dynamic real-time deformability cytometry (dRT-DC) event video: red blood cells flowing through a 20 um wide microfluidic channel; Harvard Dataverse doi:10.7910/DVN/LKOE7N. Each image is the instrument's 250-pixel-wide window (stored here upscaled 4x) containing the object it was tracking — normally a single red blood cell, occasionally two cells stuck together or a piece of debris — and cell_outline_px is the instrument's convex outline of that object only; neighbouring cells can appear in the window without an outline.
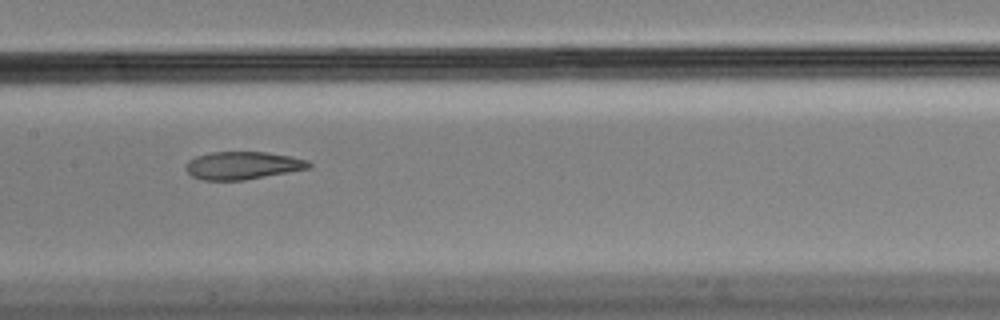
{"species": "Egyptian fruit bat (a non-hibernating species)", "species_latin": "Rousettus aegyptiacus", "temperature_condition": "cold", "stored_images_in_passage": 6, "camera_frame_rate_fps": 3000, "um_per_image_px": 0.085, "animal": {"sex": "male"}, "frame": {"image": 1, "passage_image": 4, "time_ms": 1.0, "image_size_px": [1000, 320], "cell_outline_px": [[312, 164], [308, 168], [288, 172], [244, 180], [204, 180], [192, 176], [184, 168], [188, 160], [196, 156], [212, 152], [268, 152], [292, 156], [308, 160]], "centroid_in_image_um": [20.62, 14.05], "position_along_channel_um": 186.8, "area_um2": 19.88}}
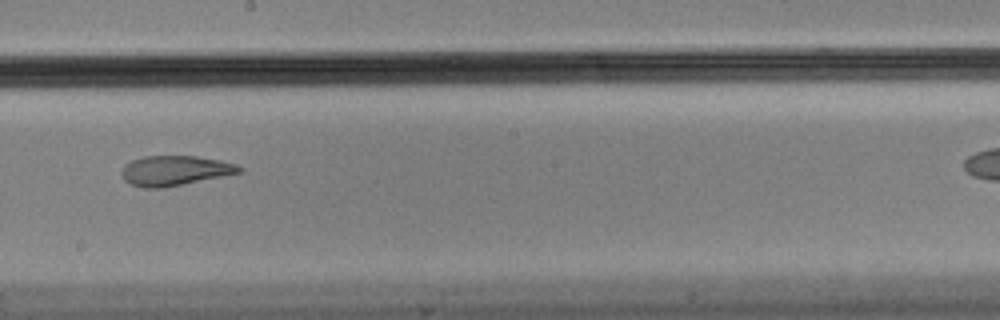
{"frame": {"image": 2, "passage_image": 5, "time_ms": 1.333, "image_size_px": [1000, 320], "cell_outline_px": [[244, 168], [240, 172], [164, 188], [144, 188], [132, 184], [124, 180], [120, 172], [124, 164], [132, 160], [144, 156], [196, 156], [220, 160], [236, 164]], "centroid_in_image_um": [14.82, 14.49], "position_along_channel_um": 233.4, "area_um2": 20.4}}